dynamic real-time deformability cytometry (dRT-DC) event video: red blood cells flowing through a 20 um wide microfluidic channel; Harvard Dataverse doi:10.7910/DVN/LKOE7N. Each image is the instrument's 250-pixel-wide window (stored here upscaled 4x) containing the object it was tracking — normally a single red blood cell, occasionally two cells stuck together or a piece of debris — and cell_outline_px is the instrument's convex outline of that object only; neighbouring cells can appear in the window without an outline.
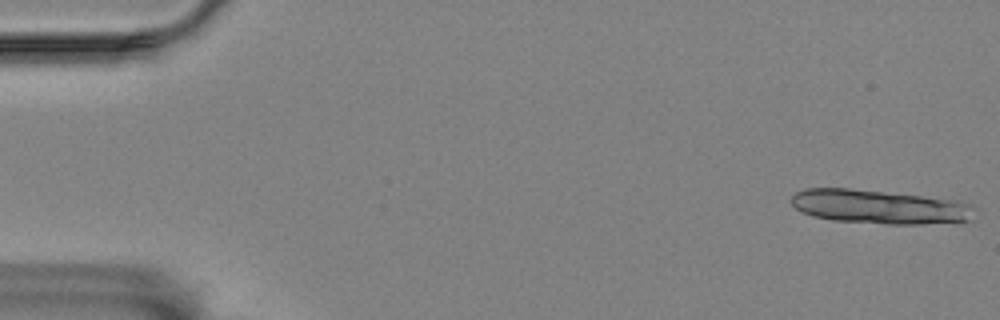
{"species": "Egyptian fruit bat (a non-hibernating species)", "species_latin": "Rousettus aegyptiacus", "temperature_condition": "room temperature", "stored_images_in_passage": 14, "camera_frame_rate_fps": 3000, "um_per_image_px": 0.085, "animal": {"sex": "female"}, "frame": {"image": 1, "passage_image": 1, "time_ms": 0.0, "image_size_px": [1000, 320], "cell_outline_px": [[976, 208], [968, 220], [920, 224], [888, 224], [832, 220], [812, 216], [796, 208], [792, 204], [792, 196], [796, 192], [804, 188], [848, 188], [960, 200], [972, 204]], "centroid_in_image_um": [74.75, 17.57], "position_along_channel_um": 10.3, "area_um2": 36.13}}